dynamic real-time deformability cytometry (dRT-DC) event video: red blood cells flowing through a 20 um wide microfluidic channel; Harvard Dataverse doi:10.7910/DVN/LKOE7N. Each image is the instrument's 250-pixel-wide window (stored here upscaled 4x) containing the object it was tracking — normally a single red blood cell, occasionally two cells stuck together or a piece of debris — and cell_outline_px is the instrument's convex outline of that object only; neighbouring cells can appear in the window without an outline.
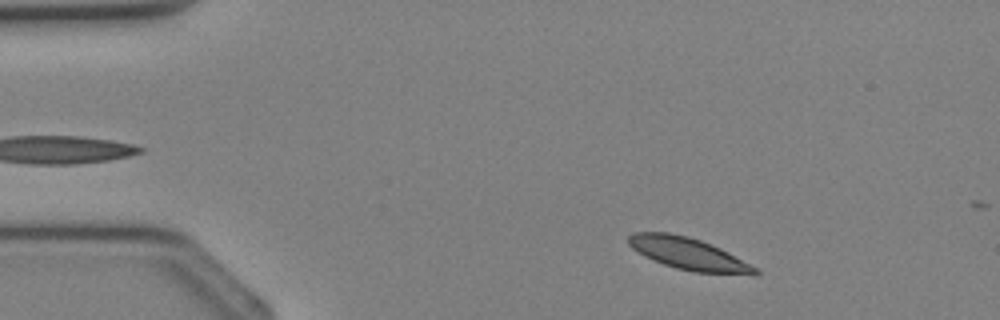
{"species": "Egyptian fruit bat (a non-hibernating species)", "species_latin": "Rousettus aegyptiacus", "temperature_condition": "cold", "stored_images_in_passage": 9, "camera_frame_rate_fps": 3000, "um_per_image_px": 0.085, "animal": {"sex": "female"}, "frame": {"image": 1, "passage_image": 3, "time_ms": 0.667, "image_size_px": [1000, 320], "cell_outline_px": [[760, 272], [756, 276], [692, 272], [676, 268], [664, 264], [644, 256], [632, 248], [628, 244], [628, 236], [632, 232], [668, 232], [688, 236], [700, 240], [720, 248], [760, 268]], "centroid_in_image_um": [58.59, 21.59], "position_along_channel_um": 26.4, "area_um2": 24.04}}